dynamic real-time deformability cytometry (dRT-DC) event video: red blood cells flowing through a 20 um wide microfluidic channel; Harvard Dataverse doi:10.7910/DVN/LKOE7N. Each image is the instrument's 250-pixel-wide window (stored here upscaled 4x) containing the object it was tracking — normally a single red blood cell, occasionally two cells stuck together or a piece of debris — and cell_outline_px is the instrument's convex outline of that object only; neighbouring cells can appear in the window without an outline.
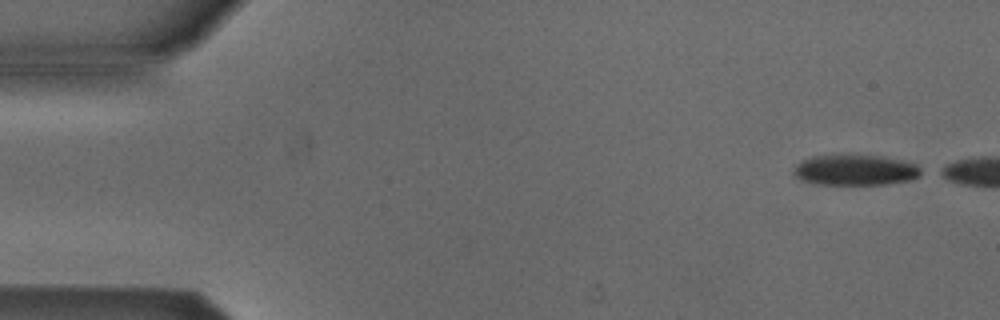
{"species": "Egyptian fruit bat (a non-hibernating species)", "species_latin": "Rousettus aegyptiacus", "temperature_condition": "cold", "stored_images_in_passage": 10, "camera_frame_rate_fps": 3000, "um_per_image_px": 0.085, "animal": {"sex": "male"}, "frame": {"image": 1, "passage_image": 1, "time_ms": 0.0, "image_size_px": [1000, 320], "cell_outline_px": [[928, 172], [912, 180], [884, 184], [820, 184], [800, 180], [792, 172], [792, 168], [800, 160], [812, 156], [884, 156], [904, 160], [916, 164], [924, 168]], "centroid_in_image_um": [72.78, 14.46], "position_along_channel_um": 12.2, "area_um2": 23.0}}